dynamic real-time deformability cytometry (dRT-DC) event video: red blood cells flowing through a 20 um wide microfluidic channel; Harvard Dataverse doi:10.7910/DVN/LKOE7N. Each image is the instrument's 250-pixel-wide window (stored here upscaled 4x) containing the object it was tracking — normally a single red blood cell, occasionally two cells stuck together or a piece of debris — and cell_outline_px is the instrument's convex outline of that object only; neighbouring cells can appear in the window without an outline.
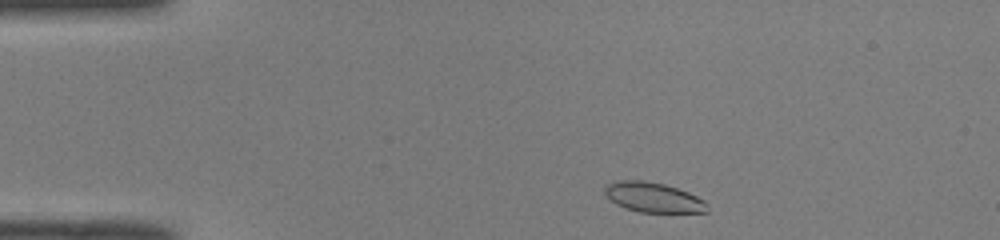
{"species": "common noctule bat (a hibernating species)", "species_latin": "Nyctalus noctula", "temperature_condition": "room temperature", "stored_images_in_passage": 42, "camera_frame_rate_fps": 3000, "um_per_image_px": 0.085, "animal": {"sex": "male", "body_mass_g": 19.0, "forearm_length_mm": 50.8}, "frame": {"image": 1, "passage_image": 1, "time_ms": 0.0, "image_size_px": [1000, 240], "cell_outline_px": [[708, 212], [640, 212], [616, 204], [604, 192], [604, 188], [608, 184], [620, 180], [644, 180], [664, 184], [688, 192], [704, 200]], "centroid_in_image_um": [55.53, 16.77], "position_along_channel_um": 29.5, "area_um2": 17.51}}
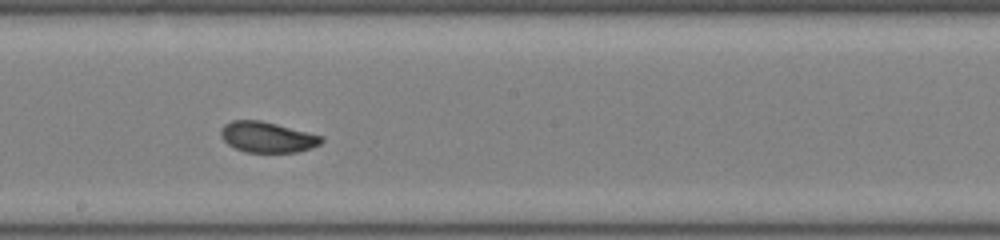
{"frame": {"image": 2, "passage_image": 20, "time_ms": 6.333, "image_size_px": [1000, 240], "cell_outline_px": [[324, 140], [320, 144], [312, 148], [296, 152], [244, 152], [228, 144], [220, 136], [220, 132], [224, 124], [232, 120], [260, 120], [324, 136]], "centroid_in_image_um": [22.73, 11.65], "position_along_channel_um": 225.5, "area_um2": 17.98}}
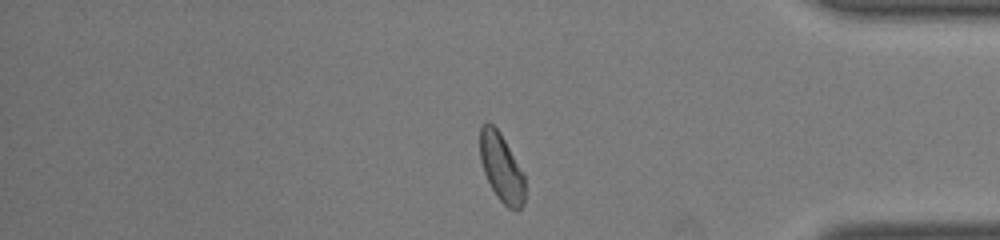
{"frame": {"image": 3, "passage_image": 34, "time_ms": 11.0, "image_size_px": [1000, 240], "cell_outline_px": [[524, 204], [516, 212], [508, 208], [496, 196], [484, 172], [480, 160], [480, 128], [488, 120], [500, 132], [524, 172]], "centroid_in_image_um": [42.63, 14.25], "position_along_channel_um": 392.6, "area_um2": 17.98}, "authors_computed_cell_mechanics": {"area_um2": 18.1492, "velocity_mm_per_s": 4.0653, "shape_relaxation_time_tau1_ms": 1.8759, "shape_relaxation_time_tau2_ms": 1.0928, "deformation_change_tau1": 0.113, "deformation_change_tau2": 0.0642}}